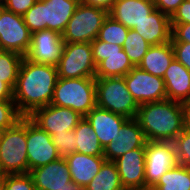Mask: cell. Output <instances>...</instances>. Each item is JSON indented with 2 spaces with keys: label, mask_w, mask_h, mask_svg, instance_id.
I'll return each mask as SVG.
<instances>
[{
  "label": "cell",
  "mask_w": 190,
  "mask_h": 190,
  "mask_svg": "<svg viewBox=\"0 0 190 190\" xmlns=\"http://www.w3.org/2000/svg\"><path fill=\"white\" fill-rule=\"evenodd\" d=\"M57 80V66L33 63L24 57L13 90L18 112L28 117L36 109L51 104Z\"/></svg>",
  "instance_id": "cell-1"
},
{
  "label": "cell",
  "mask_w": 190,
  "mask_h": 190,
  "mask_svg": "<svg viewBox=\"0 0 190 190\" xmlns=\"http://www.w3.org/2000/svg\"><path fill=\"white\" fill-rule=\"evenodd\" d=\"M186 105L165 99L139 105L136 115L147 141L173 142L185 129Z\"/></svg>",
  "instance_id": "cell-2"
},
{
  "label": "cell",
  "mask_w": 190,
  "mask_h": 190,
  "mask_svg": "<svg viewBox=\"0 0 190 190\" xmlns=\"http://www.w3.org/2000/svg\"><path fill=\"white\" fill-rule=\"evenodd\" d=\"M79 0H37L23 15L31 33L53 30L61 35L78 7Z\"/></svg>",
  "instance_id": "cell-3"
},
{
  "label": "cell",
  "mask_w": 190,
  "mask_h": 190,
  "mask_svg": "<svg viewBox=\"0 0 190 190\" xmlns=\"http://www.w3.org/2000/svg\"><path fill=\"white\" fill-rule=\"evenodd\" d=\"M51 104L71 108L85 117L96 103V78H60L54 88Z\"/></svg>",
  "instance_id": "cell-4"
},
{
  "label": "cell",
  "mask_w": 190,
  "mask_h": 190,
  "mask_svg": "<svg viewBox=\"0 0 190 190\" xmlns=\"http://www.w3.org/2000/svg\"><path fill=\"white\" fill-rule=\"evenodd\" d=\"M28 173L26 117L5 129L0 141V174Z\"/></svg>",
  "instance_id": "cell-5"
},
{
  "label": "cell",
  "mask_w": 190,
  "mask_h": 190,
  "mask_svg": "<svg viewBox=\"0 0 190 190\" xmlns=\"http://www.w3.org/2000/svg\"><path fill=\"white\" fill-rule=\"evenodd\" d=\"M97 107L135 119L139 104L129 93L124 77L96 78Z\"/></svg>",
  "instance_id": "cell-6"
},
{
  "label": "cell",
  "mask_w": 190,
  "mask_h": 190,
  "mask_svg": "<svg viewBox=\"0 0 190 190\" xmlns=\"http://www.w3.org/2000/svg\"><path fill=\"white\" fill-rule=\"evenodd\" d=\"M108 15L109 13L103 9L79 3L62 34L63 41L91 43L97 38L98 32Z\"/></svg>",
  "instance_id": "cell-7"
},
{
  "label": "cell",
  "mask_w": 190,
  "mask_h": 190,
  "mask_svg": "<svg viewBox=\"0 0 190 190\" xmlns=\"http://www.w3.org/2000/svg\"><path fill=\"white\" fill-rule=\"evenodd\" d=\"M93 60L96 64L95 78L124 77L135 66L122 46L99 39L91 42Z\"/></svg>",
  "instance_id": "cell-8"
},
{
  "label": "cell",
  "mask_w": 190,
  "mask_h": 190,
  "mask_svg": "<svg viewBox=\"0 0 190 190\" xmlns=\"http://www.w3.org/2000/svg\"><path fill=\"white\" fill-rule=\"evenodd\" d=\"M57 70L60 78L95 77L96 64L91 43L65 42Z\"/></svg>",
  "instance_id": "cell-9"
},
{
  "label": "cell",
  "mask_w": 190,
  "mask_h": 190,
  "mask_svg": "<svg viewBox=\"0 0 190 190\" xmlns=\"http://www.w3.org/2000/svg\"><path fill=\"white\" fill-rule=\"evenodd\" d=\"M31 32L21 15L0 7V50L25 56L30 48Z\"/></svg>",
  "instance_id": "cell-10"
},
{
  "label": "cell",
  "mask_w": 190,
  "mask_h": 190,
  "mask_svg": "<svg viewBox=\"0 0 190 190\" xmlns=\"http://www.w3.org/2000/svg\"><path fill=\"white\" fill-rule=\"evenodd\" d=\"M178 164L173 142L147 141L145 148V188H152Z\"/></svg>",
  "instance_id": "cell-11"
},
{
  "label": "cell",
  "mask_w": 190,
  "mask_h": 190,
  "mask_svg": "<svg viewBox=\"0 0 190 190\" xmlns=\"http://www.w3.org/2000/svg\"><path fill=\"white\" fill-rule=\"evenodd\" d=\"M28 173L60 158L51 135L26 117Z\"/></svg>",
  "instance_id": "cell-12"
},
{
  "label": "cell",
  "mask_w": 190,
  "mask_h": 190,
  "mask_svg": "<svg viewBox=\"0 0 190 190\" xmlns=\"http://www.w3.org/2000/svg\"><path fill=\"white\" fill-rule=\"evenodd\" d=\"M129 93L139 105L167 99L163 78L135 66L124 76Z\"/></svg>",
  "instance_id": "cell-13"
},
{
  "label": "cell",
  "mask_w": 190,
  "mask_h": 190,
  "mask_svg": "<svg viewBox=\"0 0 190 190\" xmlns=\"http://www.w3.org/2000/svg\"><path fill=\"white\" fill-rule=\"evenodd\" d=\"M62 35L53 30H38L31 33V44L24 56L33 63L57 66L62 55Z\"/></svg>",
  "instance_id": "cell-14"
},
{
  "label": "cell",
  "mask_w": 190,
  "mask_h": 190,
  "mask_svg": "<svg viewBox=\"0 0 190 190\" xmlns=\"http://www.w3.org/2000/svg\"><path fill=\"white\" fill-rule=\"evenodd\" d=\"M28 117L49 135L74 130L78 122L83 118L71 108L52 104L36 109Z\"/></svg>",
  "instance_id": "cell-15"
},
{
  "label": "cell",
  "mask_w": 190,
  "mask_h": 190,
  "mask_svg": "<svg viewBox=\"0 0 190 190\" xmlns=\"http://www.w3.org/2000/svg\"><path fill=\"white\" fill-rule=\"evenodd\" d=\"M37 190H64L76 186L72 182L65 158H59L47 165L37 167L29 172Z\"/></svg>",
  "instance_id": "cell-16"
},
{
  "label": "cell",
  "mask_w": 190,
  "mask_h": 190,
  "mask_svg": "<svg viewBox=\"0 0 190 190\" xmlns=\"http://www.w3.org/2000/svg\"><path fill=\"white\" fill-rule=\"evenodd\" d=\"M145 148L131 150L114 161L124 189L145 188Z\"/></svg>",
  "instance_id": "cell-17"
},
{
  "label": "cell",
  "mask_w": 190,
  "mask_h": 190,
  "mask_svg": "<svg viewBox=\"0 0 190 190\" xmlns=\"http://www.w3.org/2000/svg\"><path fill=\"white\" fill-rule=\"evenodd\" d=\"M146 138L136 119H128L120 128L118 136L104 148L106 161L114 162L127 152L146 147Z\"/></svg>",
  "instance_id": "cell-18"
},
{
  "label": "cell",
  "mask_w": 190,
  "mask_h": 190,
  "mask_svg": "<svg viewBox=\"0 0 190 190\" xmlns=\"http://www.w3.org/2000/svg\"><path fill=\"white\" fill-rule=\"evenodd\" d=\"M85 118L97 134L103 148L118 136L120 128L128 120V118L124 116L97 106L94 107Z\"/></svg>",
  "instance_id": "cell-19"
},
{
  "label": "cell",
  "mask_w": 190,
  "mask_h": 190,
  "mask_svg": "<svg viewBox=\"0 0 190 190\" xmlns=\"http://www.w3.org/2000/svg\"><path fill=\"white\" fill-rule=\"evenodd\" d=\"M65 160L72 182L76 187L83 189L98 174L100 167L106 161L104 156H92L78 152L66 156Z\"/></svg>",
  "instance_id": "cell-20"
},
{
  "label": "cell",
  "mask_w": 190,
  "mask_h": 190,
  "mask_svg": "<svg viewBox=\"0 0 190 190\" xmlns=\"http://www.w3.org/2000/svg\"><path fill=\"white\" fill-rule=\"evenodd\" d=\"M133 29L151 46L171 41L170 17L157 9H154L144 20L136 24Z\"/></svg>",
  "instance_id": "cell-21"
},
{
  "label": "cell",
  "mask_w": 190,
  "mask_h": 190,
  "mask_svg": "<svg viewBox=\"0 0 190 190\" xmlns=\"http://www.w3.org/2000/svg\"><path fill=\"white\" fill-rule=\"evenodd\" d=\"M167 99L185 105L190 101V71L175 58L163 76Z\"/></svg>",
  "instance_id": "cell-22"
},
{
  "label": "cell",
  "mask_w": 190,
  "mask_h": 190,
  "mask_svg": "<svg viewBox=\"0 0 190 190\" xmlns=\"http://www.w3.org/2000/svg\"><path fill=\"white\" fill-rule=\"evenodd\" d=\"M153 1L143 0H116L109 15L125 27L133 29L153 10Z\"/></svg>",
  "instance_id": "cell-23"
},
{
  "label": "cell",
  "mask_w": 190,
  "mask_h": 190,
  "mask_svg": "<svg viewBox=\"0 0 190 190\" xmlns=\"http://www.w3.org/2000/svg\"><path fill=\"white\" fill-rule=\"evenodd\" d=\"M173 59L174 51L171 41L161 45H152L138 67L152 75L163 78Z\"/></svg>",
  "instance_id": "cell-24"
},
{
  "label": "cell",
  "mask_w": 190,
  "mask_h": 190,
  "mask_svg": "<svg viewBox=\"0 0 190 190\" xmlns=\"http://www.w3.org/2000/svg\"><path fill=\"white\" fill-rule=\"evenodd\" d=\"M74 132L77 140L76 152L92 156H104V148L85 117L78 122Z\"/></svg>",
  "instance_id": "cell-25"
},
{
  "label": "cell",
  "mask_w": 190,
  "mask_h": 190,
  "mask_svg": "<svg viewBox=\"0 0 190 190\" xmlns=\"http://www.w3.org/2000/svg\"><path fill=\"white\" fill-rule=\"evenodd\" d=\"M84 190H124L116 164L112 161H105L98 174Z\"/></svg>",
  "instance_id": "cell-26"
},
{
  "label": "cell",
  "mask_w": 190,
  "mask_h": 190,
  "mask_svg": "<svg viewBox=\"0 0 190 190\" xmlns=\"http://www.w3.org/2000/svg\"><path fill=\"white\" fill-rule=\"evenodd\" d=\"M153 190H190V169L177 164L152 187Z\"/></svg>",
  "instance_id": "cell-27"
},
{
  "label": "cell",
  "mask_w": 190,
  "mask_h": 190,
  "mask_svg": "<svg viewBox=\"0 0 190 190\" xmlns=\"http://www.w3.org/2000/svg\"><path fill=\"white\" fill-rule=\"evenodd\" d=\"M24 56L14 52L0 50V80L14 90L21 62Z\"/></svg>",
  "instance_id": "cell-28"
},
{
  "label": "cell",
  "mask_w": 190,
  "mask_h": 190,
  "mask_svg": "<svg viewBox=\"0 0 190 190\" xmlns=\"http://www.w3.org/2000/svg\"><path fill=\"white\" fill-rule=\"evenodd\" d=\"M128 31L129 28L125 27L123 24L117 22L110 15H108L98 32L97 39L106 43L123 46Z\"/></svg>",
  "instance_id": "cell-29"
},
{
  "label": "cell",
  "mask_w": 190,
  "mask_h": 190,
  "mask_svg": "<svg viewBox=\"0 0 190 190\" xmlns=\"http://www.w3.org/2000/svg\"><path fill=\"white\" fill-rule=\"evenodd\" d=\"M151 45L134 29H129L123 50L128 55L131 63L138 66Z\"/></svg>",
  "instance_id": "cell-30"
},
{
  "label": "cell",
  "mask_w": 190,
  "mask_h": 190,
  "mask_svg": "<svg viewBox=\"0 0 190 190\" xmlns=\"http://www.w3.org/2000/svg\"><path fill=\"white\" fill-rule=\"evenodd\" d=\"M51 137L61 158L76 152L77 140L75 139L74 130L52 134Z\"/></svg>",
  "instance_id": "cell-31"
},
{
  "label": "cell",
  "mask_w": 190,
  "mask_h": 190,
  "mask_svg": "<svg viewBox=\"0 0 190 190\" xmlns=\"http://www.w3.org/2000/svg\"><path fill=\"white\" fill-rule=\"evenodd\" d=\"M22 117L14 101L0 100V128L8 129L14 126Z\"/></svg>",
  "instance_id": "cell-32"
},
{
  "label": "cell",
  "mask_w": 190,
  "mask_h": 190,
  "mask_svg": "<svg viewBox=\"0 0 190 190\" xmlns=\"http://www.w3.org/2000/svg\"><path fill=\"white\" fill-rule=\"evenodd\" d=\"M178 164L190 169V132L184 129L173 141Z\"/></svg>",
  "instance_id": "cell-33"
},
{
  "label": "cell",
  "mask_w": 190,
  "mask_h": 190,
  "mask_svg": "<svg viewBox=\"0 0 190 190\" xmlns=\"http://www.w3.org/2000/svg\"><path fill=\"white\" fill-rule=\"evenodd\" d=\"M5 190H37L29 173L5 175Z\"/></svg>",
  "instance_id": "cell-34"
},
{
  "label": "cell",
  "mask_w": 190,
  "mask_h": 190,
  "mask_svg": "<svg viewBox=\"0 0 190 190\" xmlns=\"http://www.w3.org/2000/svg\"><path fill=\"white\" fill-rule=\"evenodd\" d=\"M171 44L174 51V58L190 71V43L171 42Z\"/></svg>",
  "instance_id": "cell-35"
},
{
  "label": "cell",
  "mask_w": 190,
  "mask_h": 190,
  "mask_svg": "<svg viewBox=\"0 0 190 190\" xmlns=\"http://www.w3.org/2000/svg\"><path fill=\"white\" fill-rule=\"evenodd\" d=\"M171 42L190 43V23H171Z\"/></svg>",
  "instance_id": "cell-36"
},
{
  "label": "cell",
  "mask_w": 190,
  "mask_h": 190,
  "mask_svg": "<svg viewBox=\"0 0 190 190\" xmlns=\"http://www.w3.org/2000/svg\"><path fill=\"white\" fill-rule=\"evenodd\" d=\"M37 0H5L4 8L17 15L23 16Z\"/></svg>",
  "instance_id": "cell-37"
},
{
  "label": "cell",
  "mask_w": 190,
  "mask_h": 190,
  "mask_svg": "<svg viewBox=\"0 0 190 190\" xmlns=\"http://www.w3.org/2000/svg\"><path fill=\"white\" fill-rule=\"evenodd\" d=\"M170 23H190V2L184 0L179 5L170 17Z\"/></svg>",
  "instance_id": "cell-38"
},
{
  "label": "cell",
  "mask_w": 190,
  "mask_h": 190,
  "mask_svg": "<svg viewBox=\"0 0 190 190\" xmlns=\"http://www.w3.org/2000/svg\"><path fill=\"white\" fill-rule=\"evenodd\" d=\"M184 0H154L155 9L171 17Z\"/></svg>",
  "instance_id": "cell-39"
},
{
  "label": "cell",
  "mask_w": 190,
  "mask_h": 190,
  "mask_svg": "<svg viewBox=\"0 0 190 190\" xmlns=\"http://www.w3.org/2000/svg\"><path fill=\"white\" fill-rule=\"evenodd\" d=\"M79 1L82 4L103 9L108 13L111 11L114 3L116 2V0H79Z\"/></svg>",
  "instance_id": "cell-40"
},
{
  "label": "cell",
  "mask_w": 190,
  "mask_h": 190,
  "mask_svg": "<svg viewBox=\"0 0 190 190\" xmlns=\"http://www.w3.org/2000/svg\"><path fill=\"white\" fill-rule=\"evenodd\" d=\"M0 100L13 101V90L0 80Z\"/></svg>",
  "instance_id": "cell-41"
},
{
  "label": "cell",
  "mask_w": 190,
  "mask_h": 190,
  "mask_svg": "<svg viewBox=\"0 0 190 190\" xmlns=\"http://www.w3.org/2000/svg\"><path fill=\"white\" fill-rule=\"evenodd\" d=\"M185 129L190 132V107L186 105L185 112Z\"/></svg>",
  "instance_id": "cell-42"
},
{
  "label": "cell",
  "mask_w": 190,
  "mask_h": 190,
  "mask_svg": "<svg viewBox=\"0 0 190 190\" xmlns=\"http://www.w3.org/2000/svg\"><path fill=\"white\" fill-rule=\"evenodd\" d=\"M0 190H5V175L0 174Z\"/></svg>",
  "instance_id": "cell-43"
},
{
  "label": "cell",
  "mask_w": 190,
  "mask_h": 190,
  "mask_svg": "<svg viewBox=\"0 0 190 190\" xmlns=\"http://www.w3.org/2000/svg\"><path fill=\"white\" fill-rule=\"evenodd\" d=\"M124 190H153L152 188H142V189H124Z\"/></svg>",
  "instance_id": "cell-44"
},
{
  "label": "cell",
  "mask_w": 190,
  "mask_h": 190,
  "mask_svg": "<svg viewBox=\"0 0 190 190\" xmlns=\"http://www.w3.org/2000/svg\"><path fill=\"white\" fill-rule=\"evenodd\" d=\"M64 190H84L83 188H80V187H75L73 189H64Z\"/></svg>",
  "instance_id": "cell-45"
},
{
  "label": "cell",
  "mask_w": 190,
  "mask_h": 190,
  "mask_svg": "<svg viewBox=\"0 0 190 190\" xmlns=\"http://www.w3.org/2000/svg\"><path fill=\"white\" fill-rule=\"evenodd\" d=\"M3 132H4V129L0 128V141H1V138H2Z\"/></svg>",
  "instance_id": "cell-46"
},
{
  "label": "cell",
  "mask_w": 190,
  "mask_h": 190,
  "mask_svg": "<svg viewBox=\"0 0 190 190\" xmlns=\"http://www.w3.org/2000/svg\"><path fill=\"white\" fill-rule=\"evenodd\" d=\"M5 3V0H0V7H3Z\"/></svg>",
  "instance_id": "cell-47"
}]
</instances>
